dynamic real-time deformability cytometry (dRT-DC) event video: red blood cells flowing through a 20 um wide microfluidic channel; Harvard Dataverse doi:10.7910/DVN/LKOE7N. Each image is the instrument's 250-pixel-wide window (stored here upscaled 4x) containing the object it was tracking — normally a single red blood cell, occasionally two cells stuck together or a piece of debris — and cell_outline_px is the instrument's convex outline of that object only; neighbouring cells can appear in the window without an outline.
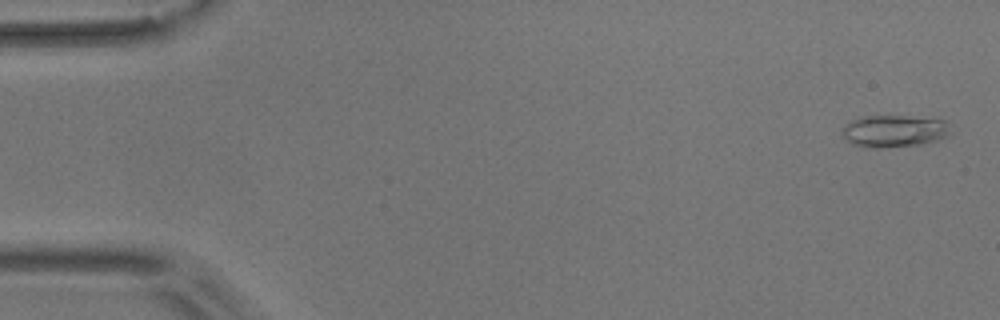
{"species": "common noctule bat (a hibernating species)", "species_latin": "Nyctalus noctula", "temperature_condition": "room temperature", "stored_images_in_passage": 55, "camera_frame_rate_fps": 3000, "um_per_image_px": 0.085, "animal": {"sex": "male", "body_mass_g": 17.9}, "frame": {"image": 1, "passage_image": 2, "time_ms": 0.333, "image_size_px": [1000, 320], "cell_outline_px": [[948, 136], [936, 140], [920, 144], [880, 148], [872, 148], [852, 144], [844, 136], [844, 124], [860, 116], [908, 116], [948, 120]], "centroid_in_image_um": [76.0, 11.13], "position_along_channel_um": 9.0, "area_um2": 20.11}}
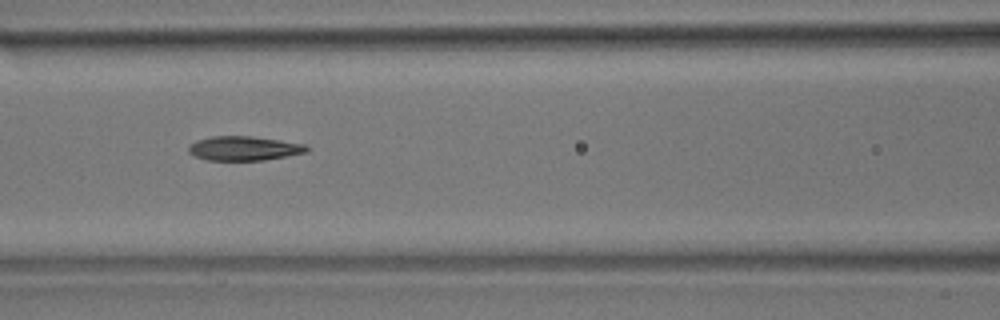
{"frame": {"image": 2, "passage_image": 24, "time_ms": 7.667, "image_size_px": [1000, 320], "cell_outline_px": [[308, 152], [264, 160], [208, 160], [196, 156], [188, 152], [188, 144], [196, 140], [212, 136], [252, 136], [280, 140], [304, 144], [308, 148]], "centroid_in_image_um": [20.71, 12.6], "position_along_channel_um": 145.9, "area_um2": 16.7}}
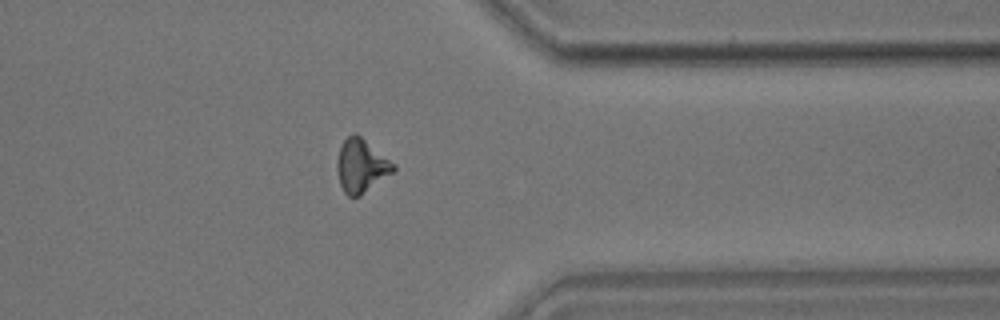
{"frame": {"image": 3, "passage_image": 44, "time_ms": 14.333, "image_size_px": [1000, 320], "cell_outline_px": [[396, 168], [392, 172], [360, 196], [348, 196], [344, 192], [340, 184], [336, 168], [336, 164], [340, 148], [344, 140], [352, 132], [356, 132], [396, 164]], "centroid_in_image_um": [30.7, 14.07], "position_along_channel_um": 380.7, "area_um2": 17.46}, "authors_computed_cell_mechanics": {"area_um2": 17.1088, "velocity_mm_per_s": 3.6522, "shape_relaxation_time_tau1_ms": 3.855, "shape_relaxation_time_tau2_ms": 4.1389, "deformation_change_tau1": 0.1587, "deformation_change_tau2": 0.1297}}